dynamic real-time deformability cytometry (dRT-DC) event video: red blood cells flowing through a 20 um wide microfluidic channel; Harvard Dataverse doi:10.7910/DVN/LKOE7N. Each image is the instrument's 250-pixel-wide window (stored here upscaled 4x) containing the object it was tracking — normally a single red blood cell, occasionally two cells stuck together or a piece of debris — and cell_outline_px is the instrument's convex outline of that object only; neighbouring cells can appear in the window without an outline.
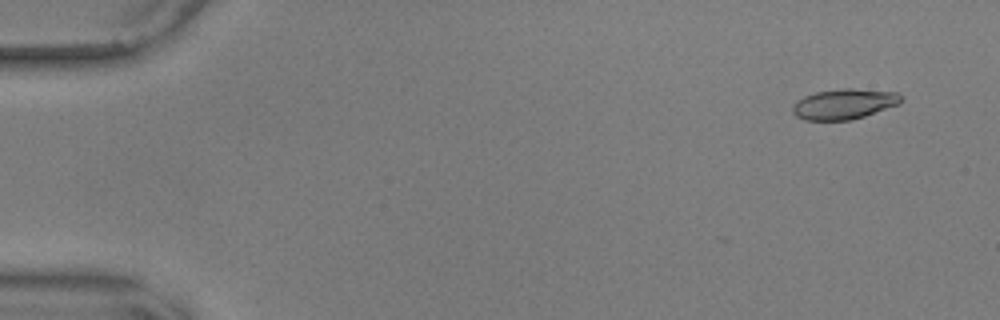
{"species": "common noctule bat (a hibernating species)", "species_latin": "Nyctalus noctula", "temperature_condition": "warm", "stored_images_in_passage": 44, "camera_frame_rate_fps": 3000, "um_per_image_px": 0.085, "animal": {"sex": "male", "body_mass_g": 17.9, "forearm_length_mm": 54.2}, "frame": {"image": 1, "passage_image": 4, "time_ms": 1.0, "image_size_px": [1000, 320], "cell_outline_px": [[904, 100], [900, 104], [852, 120], [804, 120], [796, 116], [792, 112], [792, 104], [796, 100], [804, 96], [816, 92], [844, 88], [852, 88], [896, 92]], "centroid_in_image_um": [71.73, 8.84], "position_along_channel_um": 13.3, "area_um2": 19.31}}
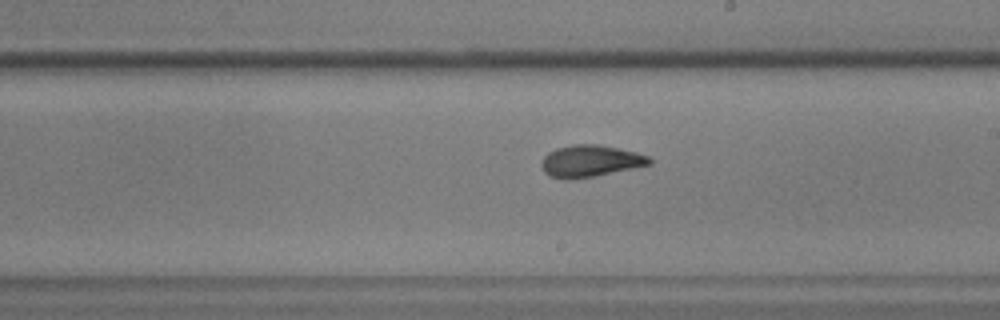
{"frame": {"image": 2, "passage_image": 33, "time_ms": 10.667, "image_size_px": [1000, 320], "cell_outline_px": [[652, 164], [596, 176], [572, 180], [568, 180], [548, 176], [540, 168], [540, 164], [544, 156], [548, 152], [556, 148], [572, 144], [596, 144], [636, 152], [648, 156], [652, 160]], "centroid_in_image_um": [50.13, 13.7], "position_along_channel_um": 238.9, "area_um2": 20.23}}
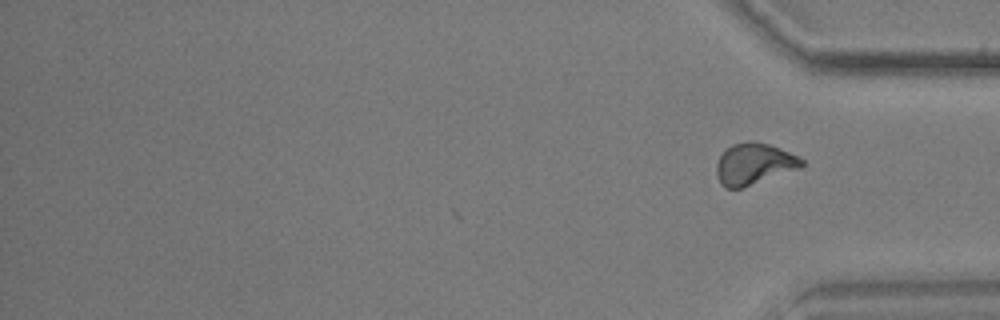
{"frame": {"image": 3, "passage_image": 44, "time_ms": 14.333, "image_size_px": [1000, 320], "cell_outline_px": [[804, 164], [800, 168], [740, 188], [724, 188], [720, 184], [716, 172], [716, 164], [720, 156], [732, 144], [748, 140], [756, 140], [780, 148], [800, 156], [804, 160]], "centroid_in_image_um": [64.09, 13.91], "position_along_channel_um": 371.1, "area_um2": 20.58}, "authors_computed_cell_mechanics": {"area_um2": 19.6231, "velocity_mm_per_s": 3.6345, "shape_relaxation_time_tau1_ms": 6.084, "shape_relaxation_time_tau2_ms": 1.7616, "deformation_change_tau1": 0.1687, "deformation_change_tau2": 0.0867}}